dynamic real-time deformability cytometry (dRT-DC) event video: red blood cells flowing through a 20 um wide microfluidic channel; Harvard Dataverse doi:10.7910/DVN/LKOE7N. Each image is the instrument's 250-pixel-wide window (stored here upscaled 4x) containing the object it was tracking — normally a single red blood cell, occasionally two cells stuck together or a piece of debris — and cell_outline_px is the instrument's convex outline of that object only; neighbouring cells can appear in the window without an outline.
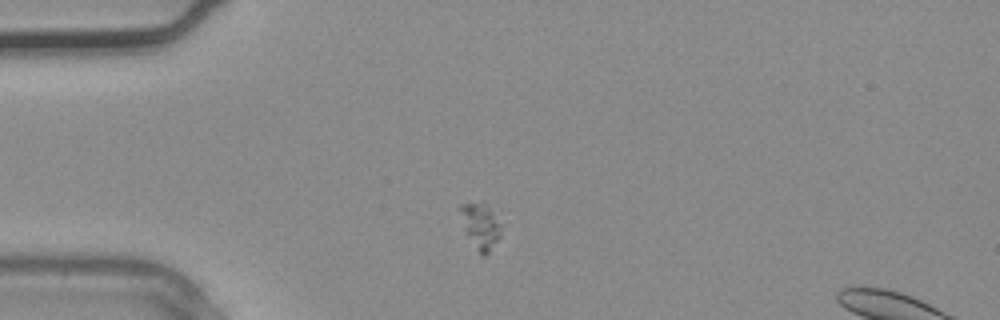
{"species": "common noctule bat (a hibernating species)", "species_latin": "Nyctalus noctula", "temperature_condition": "warm", "stored_images_in_passage": 2, "camera_frame_rate_fps": 3000, "um_per_image_px": 0.085, "animal": {"sex": "male", "body_mass_g": 20.4}, "frame": {"image": 1, "passage_image": 1, "time_ms": 0.0, "image_size_px": [1000, 320], "cell_outline_px": [[500, 236], [488, 252], [484, 256], [480, 256], [456, 208], [460, 204], [488, 204], [500, 228]], "centroid_in_image_um": [40.82, 19.19], "position_along_channel_um": 44.2, "area_um2": 10.17}}